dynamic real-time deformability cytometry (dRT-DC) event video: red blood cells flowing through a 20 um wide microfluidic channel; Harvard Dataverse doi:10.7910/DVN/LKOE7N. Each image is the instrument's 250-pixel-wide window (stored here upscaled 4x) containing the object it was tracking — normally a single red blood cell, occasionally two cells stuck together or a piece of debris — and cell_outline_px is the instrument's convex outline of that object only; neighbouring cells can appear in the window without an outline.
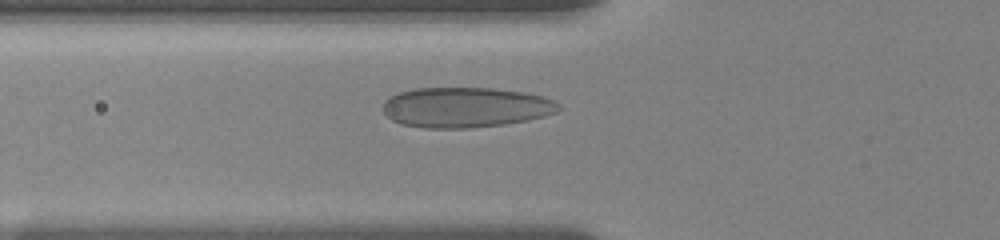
{"species": "human", "species_latin": "Homo sapiens", "temperature_condition": "room temperature", "stored_images_in_passage": 51, "camera_frame_rate_fps": 3000, "um_per_image_px": 0.085, "donor": {"sex": "female"}, "frame": {"image": 1, "passage_image": 18, "time_ms": 5.667, "image_size_px": [1000, 240], "cell_outline_px": [[560, 108], [556, 112], [544, 116], [528, 120], [504, 124], [468, 128], [424, 128], [400, 124], [392, 120], [384, 112], [384, 100], [400, 92], [416, 88], [492, 88], [524, 92], [556, 100], [560, 104]], "centroid_in_image_um": [39.59, 9.13], "position_along_channel_um": 86.2, "area_um2": 41.15}}
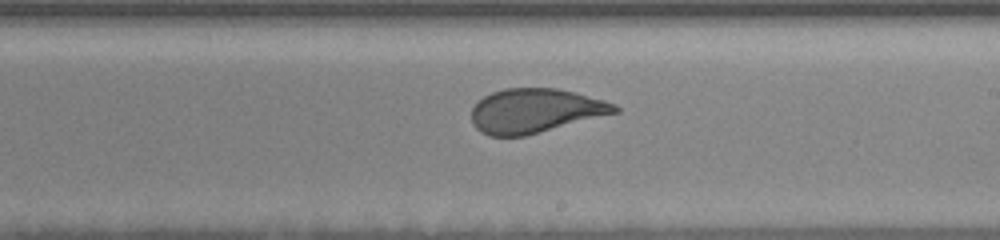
{"frame": {"image": 2, "passage_image": 31, "time_ms": 10.0, "image_size_px": [1000, 240], "cell_outline_px": [[620, 112], [524, 136], [488, 136], [480, 132], [472, 124], [472, 108], [484, 96], [492, 92], [504, 88], [556, 88], [576, 92], [604, 100], [616, 104], [620, 108]], "centroid_in_image_um": [45.51, 9.41], "position_along_channel_um": 243.5, "area_um2": 37.05}}
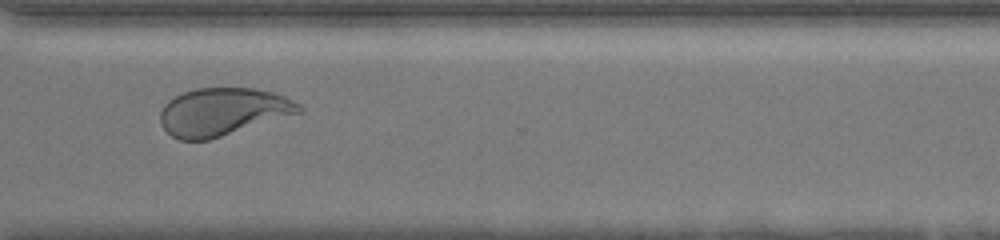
{"frame": {"image": 3, "passage_image": 40, "time_ms": 13.0, "image_size_px": [1000, 240], "cell_outline_px": [[304, 112], [208, 140], [180, 140], [172, 136], [160, 124], [160, 112], [164, 104], [168, 100], [184, 92], [196, 88], [252, 88], [272, 92], [284, 96], [300, 104], [304, 108]], "centroid_in_image_um": [18.95, 9.5], "position_along_channel_um": 351.7, "area_um2": 38.61}}